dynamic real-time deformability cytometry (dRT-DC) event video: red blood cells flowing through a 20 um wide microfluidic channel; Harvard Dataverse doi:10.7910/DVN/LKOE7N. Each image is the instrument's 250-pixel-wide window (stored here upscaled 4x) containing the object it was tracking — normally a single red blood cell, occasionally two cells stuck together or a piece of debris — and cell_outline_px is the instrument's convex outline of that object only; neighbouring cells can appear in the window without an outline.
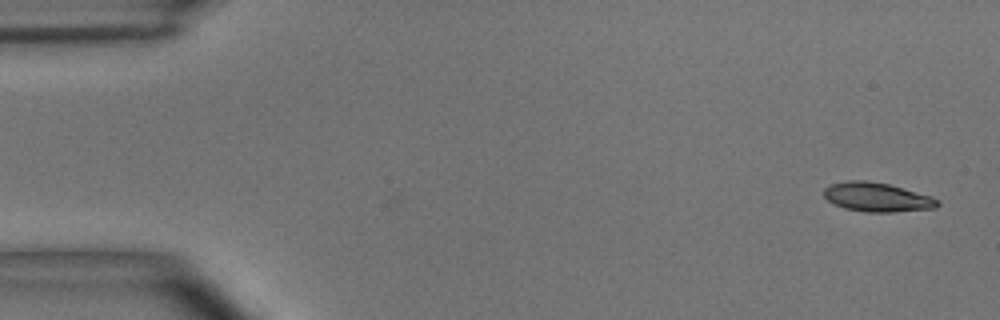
{"species": "common noctule bat (a hibernating species)", "species_latin": "Nyctalus noctula", "temperature_condition": "room temperature", "stored_images_in_passage": 7, "camera_frame_rate_fps": 3000, "um_per_image_px": 0.085, "animal": {"sex": "male", "body_mass_g": 15.6}, "frame": {"image": 1, "passage_image": 7, "time_ms": 2.0, "image_size_px": [1000, 320], "cell_outline_px": [[940, 204], [936, 208], [892, 212], [868, 212], [844, 208], [828, 200], [824, 196], [824, 188], [832, 184], [848, 180], [864, 180], [888, 184], [932, 196], [940, 200]], "centroid_in_image_um": [74.58, 16.76], "position_along_channel_um": 10.4, "area_um2": 19.19}}